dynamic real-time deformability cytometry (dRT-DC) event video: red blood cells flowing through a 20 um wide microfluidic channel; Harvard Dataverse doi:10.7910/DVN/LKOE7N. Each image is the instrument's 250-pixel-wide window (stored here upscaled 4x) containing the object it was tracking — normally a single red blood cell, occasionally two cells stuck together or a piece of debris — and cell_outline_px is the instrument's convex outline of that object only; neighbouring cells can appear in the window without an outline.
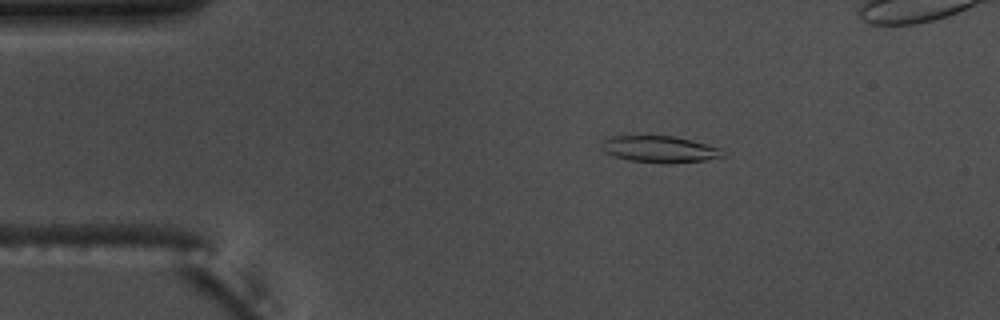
{"species": "common noctule bat (a hibernating species)", "species_latin": "Nyctalus noctula", "temperature_condition": "warm", "stored_images_in_passage": 50, "camera_frame_rate_fps": 3000, "um_per_image_px": 0.085, "animal": {"sex": "male", "body_mass_g": 17.5, "forearm_length_mm": 52.3}, "frame": {"image": 1, "passage_image": 9, "time_ms": 2.667, "image_size_px": [1000, 320], "cell_outline_px": [[724, 156], [704, 160], [628, 160], [604, 152], [600, 148], [600, 144], [604, 140], [612, 136], [676, 136], [692, 140], [720, 148], [724, 152]], "centroid_in_image_um": [56.02, 12.62], "position_along_channel_um": 29.0, "area_um2": 17.69}}
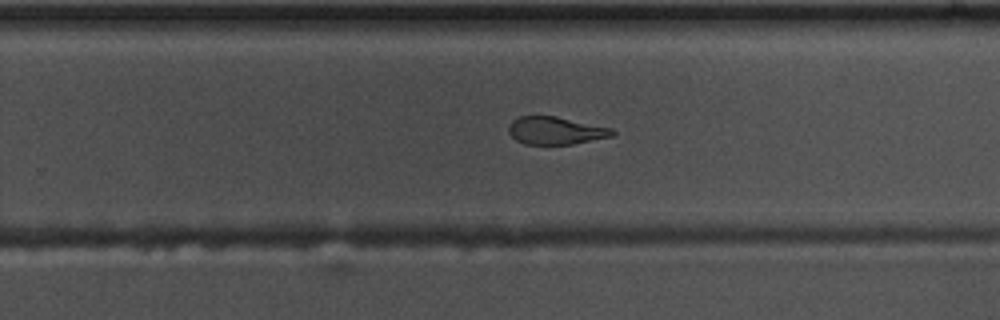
{"frame": {"image": 2, "passage_image": 34, "time_ms": 11.0, "image_size_px": [1000, 320], "cell_outline_px": [[616, 132], [612, 136], [572, 144], [524, 144], [516, 140], [508, 132], [508, 124], [512, 120], [520, 116], [556, 116], [612, 128]], "centroid_in_image_um": [47.2, 11.09], "position_along_channel_um": 282.6, "area_um2": 16.7}}
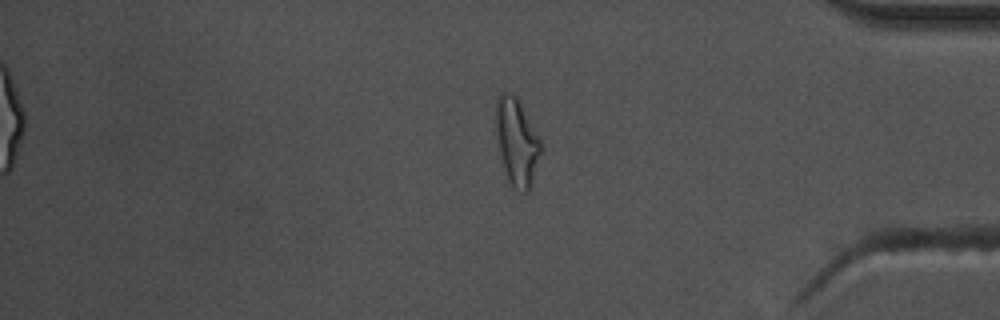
{"frame": {"image": 3, "passage_image": 45, "time_ms": 14.667, "image_size_px": [1000, 320], "cell_outline_px": [[540, 152], [532, 184], [528, 192], [524, 192], [508, 184], [500, 152], [496, 132], [496, 100], [500, 92], [512, 92], [516, 96], [540, 140]], "centroid_in_image_um": [43.9, 12.06], "position_along_channel_um": 391.3, "area_um2": 22.31}, "authors_computed_cell_mechanics": {"area_um2": 18.2937, "velocity_mm_per_s": 3.6699, "shape_relaxation_time_tau1_ms": 4.0242, "shape_relaxation_time_tau2_ms": 3.1054, "deformation_change_tau1": 0.1976, "deformation_change_tau2": 0.1232}}